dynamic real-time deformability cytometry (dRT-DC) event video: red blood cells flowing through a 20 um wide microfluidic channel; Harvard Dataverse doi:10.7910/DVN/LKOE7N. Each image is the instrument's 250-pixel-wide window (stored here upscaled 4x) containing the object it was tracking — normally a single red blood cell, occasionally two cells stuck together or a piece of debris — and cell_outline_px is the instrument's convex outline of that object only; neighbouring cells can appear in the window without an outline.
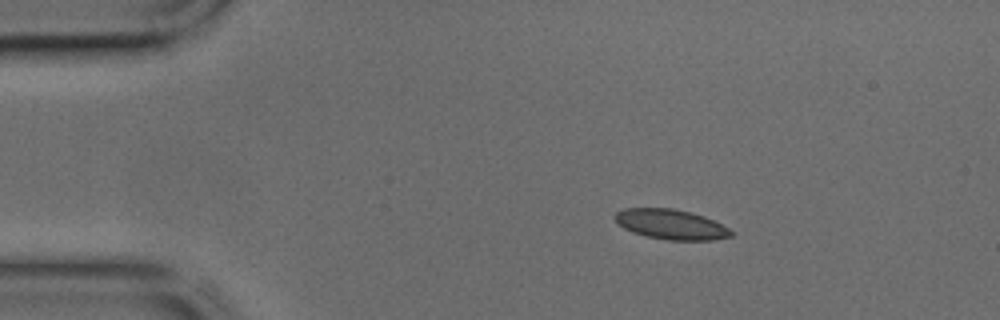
{"species": "common noctule bat (a hibernating species)", "species_latin": "Nyctalus noctula", "temperature_condition": "cold", "stored_images_in_passage": 38, "camera_frame_rate_fps": 3000, "um_per_image_px": 0.085, "animal": {"sex": "male", "body_mass_g": 17.9, "forearm_length_mm": 54.2}, "frame": {"image": 1, "passage_image": 1, "time_ms": 0.0, "image_size_px": [1000, 320], "cell_outline_px": [[736, 232], [732, 236], [712, 240], [668, 240], [648, 236], [632, 232], [624, 228], [616, 220], [616, 212], [624, 208], [672, 208], [704, 216]], "centroid_in_image_um": [57.06, 19.07], "position_along_channel_um": 27.9, "area_um2": 20.06}}
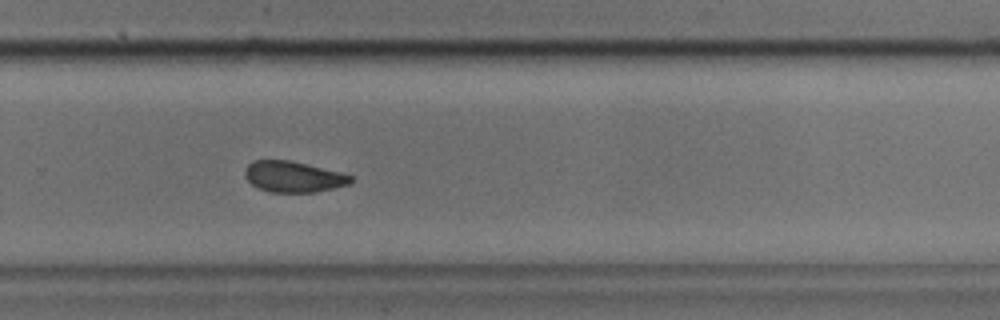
{"frame": {"image": 2, "passage_image": 23, "time_ms": 7.333, "image_size_px": [1000, 320], "cell_outline_px": [[352, 184], [316, 192], [272, 192], [260, 188], [252, 184], [244, 176], [244, 168], [252, 160], [288, 160], [308, 164], [344, 172], [352, 176]], "centroid_in_image_um": [24.97, 15.01], "position_along_channel_um": 304.8, "area_um2": 19.31}}
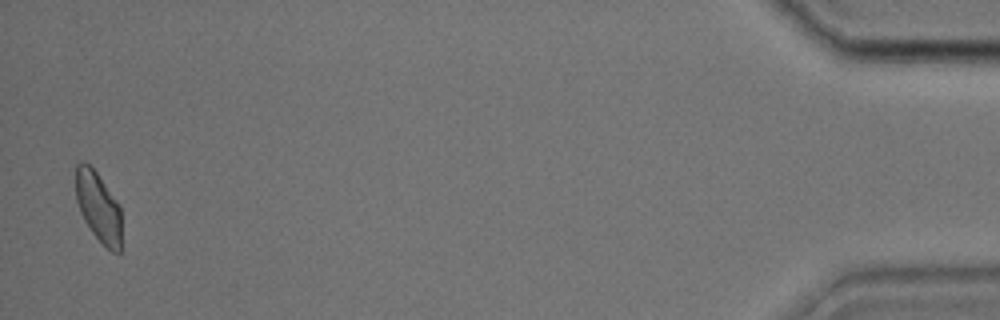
{"frame": {"image": 3, "passage_image": 37, "time_ms": 12.0, "image_size_px": [1000, 320], "cell_outline_px": [[120, 252], [112, 252], [92, 232], [84, 220], [80, 212], [76, 200], [76, 164], [80, 160], [84, 160], [96, 172], [120, 204]], "centroid_in_image_um": [8.34, 17.54], "position_along_channel_um": 426.9, "area_um2": 18.5}}